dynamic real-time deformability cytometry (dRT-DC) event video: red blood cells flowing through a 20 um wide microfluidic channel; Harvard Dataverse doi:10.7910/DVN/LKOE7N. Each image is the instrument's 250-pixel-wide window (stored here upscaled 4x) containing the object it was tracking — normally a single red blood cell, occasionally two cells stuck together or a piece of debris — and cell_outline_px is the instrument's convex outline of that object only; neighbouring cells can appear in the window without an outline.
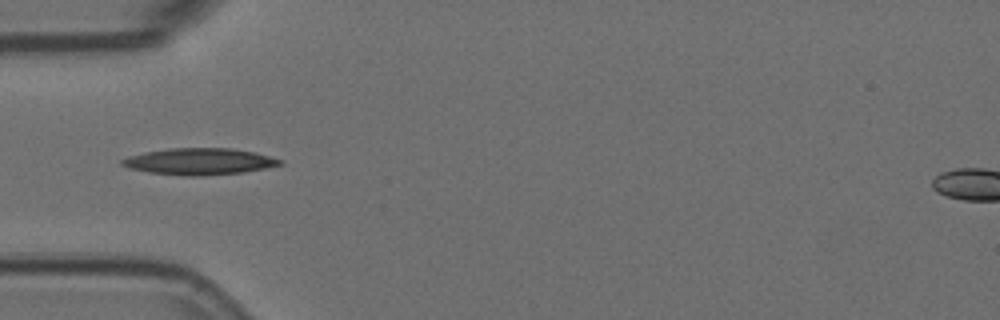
{"species": "Egyptian fruit bat (a non-hibernating species)", "species_latin": "Rousettus aegyptiacus", "temperature_condition": "room temperature", "stored_images_in_passage": 4, "camera_frame_rate_fps": 3000, "um_per_image_px": 0.085, "animal": {"sex": "female"}, "frame": {"image": 1, "passage_image": 4, "time_ms": 1.0, "image_size_px": [1000, 320], "cell_outline_px": [[284, 164], [244, 172], [200, 176], [188, 176], [148, 172], [128, 168], [120, 164], [120, 160], [128, 156], [144, 152], [168, 148], [232, 148], [252, 152], [284, 160]], "centroid_in_image_um": [16.91, 13.72], "position_along_channel_um": 68.1, "area_um2": 24.45}}